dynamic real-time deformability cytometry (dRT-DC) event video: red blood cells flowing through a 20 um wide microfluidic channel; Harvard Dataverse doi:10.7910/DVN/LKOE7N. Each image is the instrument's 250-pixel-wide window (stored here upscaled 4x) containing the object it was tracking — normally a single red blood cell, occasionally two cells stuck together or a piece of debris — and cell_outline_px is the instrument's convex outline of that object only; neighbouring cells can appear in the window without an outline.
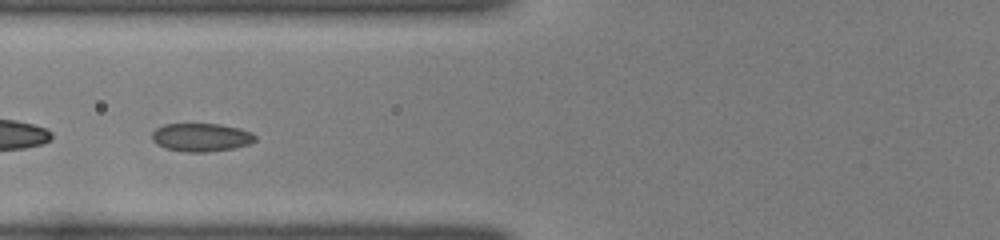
{"species": "common noctule bat (a hibernating species)", "species_latin": "Nyctalus noctula", "temperature_condition": "room temperature", "stored_images_in_passage": 41, "camera_frame_rate_fps": 3000, "um_per_image_px": 0.085, "animal": {"sex": "female", "body_mass_g": 22.0, "forearm_length_mm": 56.7}, "frame": {"image": 1, "passage_image": 12, "time_ms": 3.667, "image_size_px": [1000, 240], "cell_outline_px": [[256, 140], [248, 144], [232, 148], [208, 152], [184, 152], [164, 148], [156, 144], [152, 140], [152, 132], [156, 128], [164, 124], [220, 124], [240, 128], [252, 132], [256, 136]], "centroid_in_image_um": [17.08, 11.67], "position_along_channel_um": 108.7, "area_um2": 17.11}}
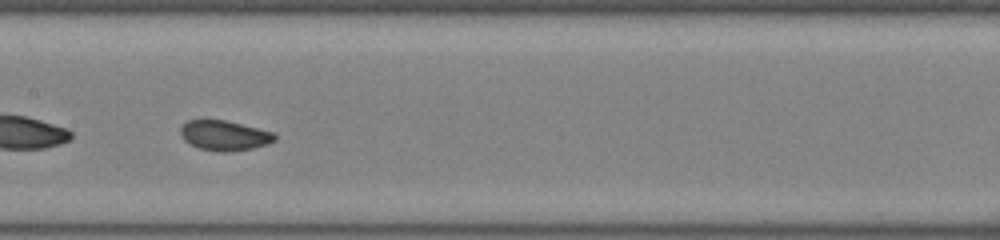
{"frame": {"image": 2, "passage_image": 18, "time_ms": 5.667, "image_size_px": [1000, 240], "cell_outline_px": [[276, 140], [268, 144], [252, 148], [228, 152], [216, 152], [200, 148], [184, 140], [180, 136], [180, 128], [188, 120], [224, 120], [276, 132]], "centroid_in_image_um": [19.1, 11.52], "position_along_channel_um": 188.3, "area_um2": 16.53}}
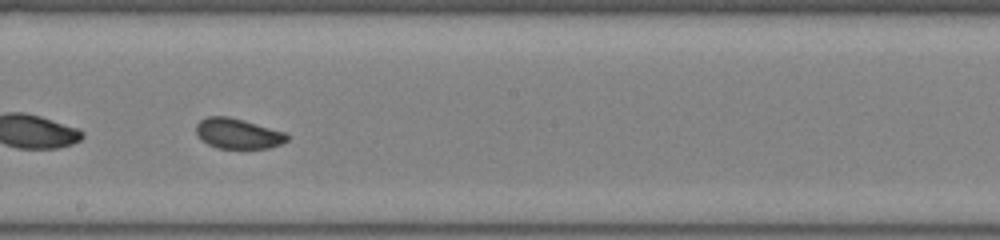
{"frame": {"image": 3, "passage_image": 21, "time_ms": 6.667, "image_size_px": [1000, 240], "cell_outline_px": [[288, 140], [280, 144], [268, 148], [216, 148], [200, 140], [196, 132], [196, 124], [200, 120], [208, 116], [228, 116], [244, 120], [284, 132], [288, 136]], "centroid_in_image_um": [20.18, 11.35], "position_along_channel_um": 228.0, "area_um2": 16.01}, "authors_computed_cell_mechanics": {"area_um2": 16.8198, "velocity_mm_per_s": 3.9797, "shape_relaxation_time_tau1_ms": 2.6475, "shape_relaxation_time_tau2_ms": 2.3659, "deformation_change_tau1": 0.0739, "deformation_change_tau2": 0.0445}}